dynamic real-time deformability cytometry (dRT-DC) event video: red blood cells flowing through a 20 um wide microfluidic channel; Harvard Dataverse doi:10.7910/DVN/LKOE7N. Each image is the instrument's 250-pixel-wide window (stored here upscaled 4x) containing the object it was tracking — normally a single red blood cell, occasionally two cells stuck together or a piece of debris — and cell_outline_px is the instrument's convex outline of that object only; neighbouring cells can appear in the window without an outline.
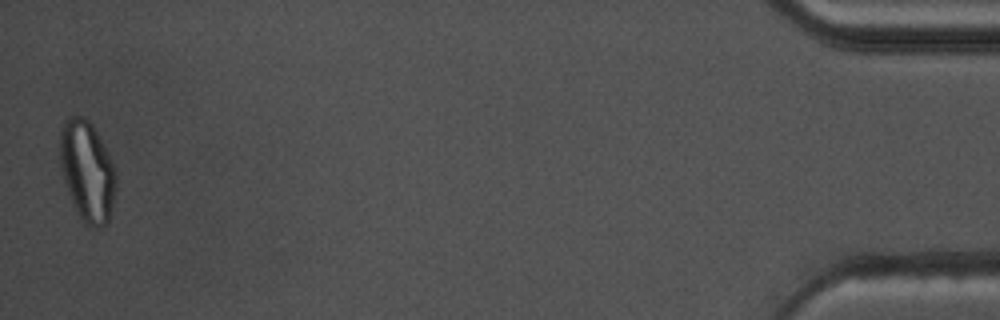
{"species": "common noctule bat (a hibernating species)", "species_latin": "Nyctalus noctula", "temperature_condition": "warm", "stored_images_in_passage": 42, "camera_frame_rate_fps": 3000, "um_per_image_px": 0.085, "animal": {"sex": "male", "body_mass_g": 17.5, "forearm_length_mm": 52.3}, "frame": {"image": 1, "passage_image": 42, "time_ms": 13.667, "image_size_px": [1000, 320], "cell_outline_px": [[116, 188], [108, 220], [100, 228], [92, 228], [84, 224], [68, 192], [60, 164], [60, 128], [64, 120], [68, 116], [84, 116], [92, 124], [112, 160], [116, 168]], "centroid_in_image_um": [7.41, 14.51], "position_along_channel_um": 427.8, "area_um2": 32.71}, "authors_computed_cell_mechanics": {"area_um2": 21.964, "velocity_mm_per_s": 3.7086, "shape_relaxation_time_tau1_ms": null, "shape_relaxation_time_tau2_ms": 1.6249, "deformation_change_tau1": null, "deformation_change_tau2": 0.084}}